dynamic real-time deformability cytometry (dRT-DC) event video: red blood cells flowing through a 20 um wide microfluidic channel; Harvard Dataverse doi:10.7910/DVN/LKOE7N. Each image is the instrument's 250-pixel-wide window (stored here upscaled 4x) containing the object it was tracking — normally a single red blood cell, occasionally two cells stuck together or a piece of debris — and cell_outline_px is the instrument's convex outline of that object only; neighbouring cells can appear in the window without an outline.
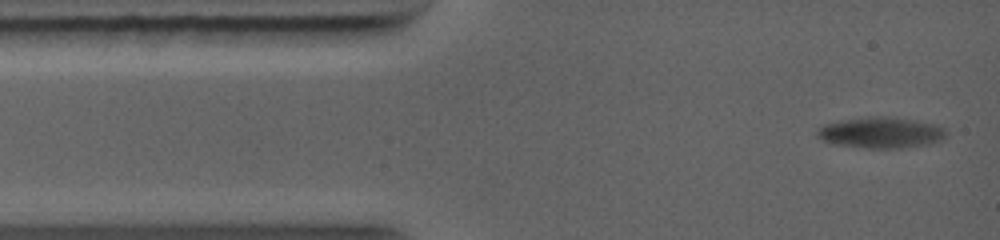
{"species": "common noctule bat (a hibernating species)", "species_latin": "Nyctalus noctula", "temperature_condition": "warm", "stored_images_in_passage": 23, "camera_frame_rate_fps": 5000, "um_per_image_px": 0.085, "animal": {"sex": "female", "body_mass_g": 19.0, "forearm_length_mm": 56.7}, "frame": {"image": 1, "passage_image": 1, "time_ms": 0.0, "image_size_px": [1000, 240], "cell_outline_px": [[948, 136], [932, 144], [900, 148], [868, 148], [832, 144], [816, 136], [816, 128], [824, 124], [844, 120], [868, 116], [888, 116], [916, 120], [936, 124], [944, 128], [948, 132]], "centroid_in_image_um": [74.9, 11.27], "position_along_channel_um": 10.1, "area_um2": 23.64}}
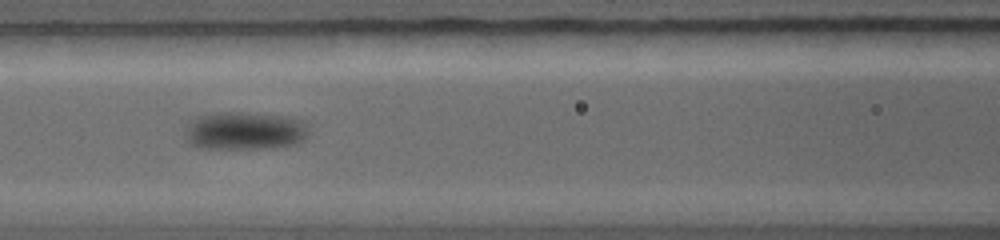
{"frame": {"image": 2, "passage_image": 7, "time_ms": 4.6, "image_size_px": [1000, 240], "cell_outline_px": [[312, 124], [308, 136], [304, 140], [296, 144], [272, 148], [196, 148], [188, 144], [184, 136], [188, 120], [196, 116], [212, 112], [248, 112], [292, 116], [304, 120]], "centroid_in_image_um": [20.84, 11.09], "position_along_channel_um": 145.8, "area_um2": 28.67}}
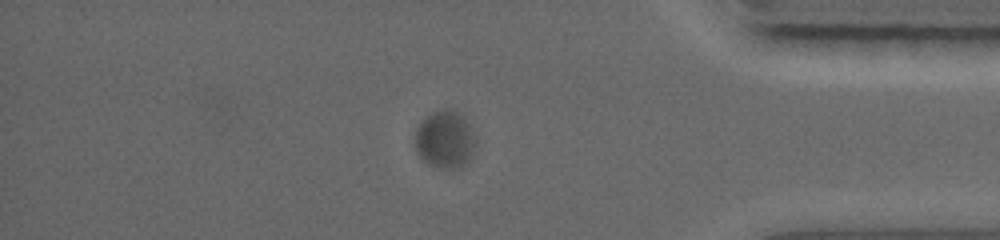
{"frame": {"image": 3, "passage_image": 16, "time_ms": 11.0, "image_size_px": [1000, 240], "cell_outline_px": [[472, 152], [468, 160], [460, 168], [440, 168], [428, 164], [416, 152], [416, 132], [420, 124], [428, 116], [440, 108], [452, 108], [460, 112], [468, 120], [472, 128]], "centroid_in_image_um": [37.82, 11.82], "position_along_channel_um": 397.4, "area_um2": 20.0}}